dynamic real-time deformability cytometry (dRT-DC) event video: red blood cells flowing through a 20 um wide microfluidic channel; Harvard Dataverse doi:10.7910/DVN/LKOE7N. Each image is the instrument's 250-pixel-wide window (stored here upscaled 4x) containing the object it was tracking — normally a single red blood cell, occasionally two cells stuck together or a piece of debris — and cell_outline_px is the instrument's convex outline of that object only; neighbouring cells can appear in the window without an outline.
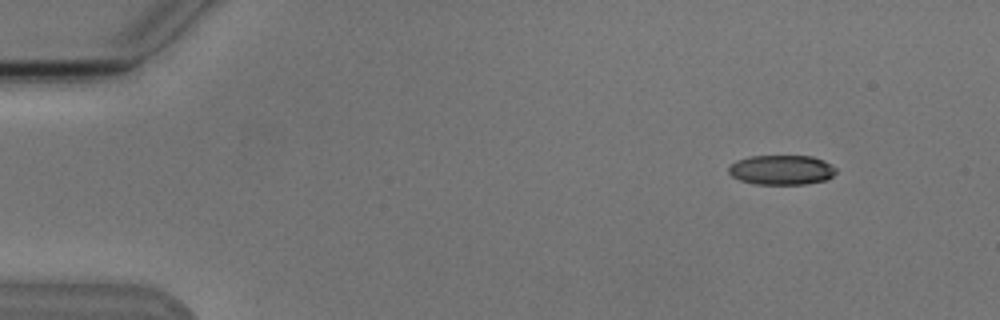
{"species": "Egyptian fruit bat (a non-hibernating species)", "species_latin": "Rousettus aegyptiacus", "temperature_condition": "cold", "stored_images_in_passage": 4, "camera_frame_rate_fps": 3000, "um_per_image_px": 0.085, "animal": {"sex": "male"}, "frame": {"image": 1, "passage_image": 1, "time_ms": 0.0, "image_size_px": [1000, 320], "cell_outline_px": [[836, 172], [832, 176], [824, 180], [804, 184], [752, 184], [740, 180], [732, 176], [728, 172], [728, 168], [736, 160], [748, 156], [812, 156], [824, 160], [832, 164], [836, 168]], "centroid_in_image_um": [66.42, 14.43], "position_along_channel_um": 18.6, "area_um2": 18.67}}
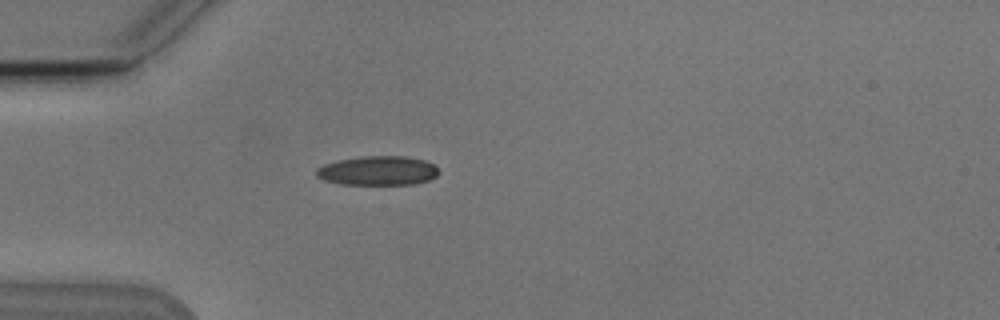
{"frame": {"image": 2, "passage_image": 4, "time_ms": 3.333, "image_size_px": [1000, 320], "cell_outline_px": [[440, 172], [436, 176], [428, 180], [412, 184], [340, 184], [324, 180], [316, 176], [316, 168], [324, 164], [336, 160], [364, 156], [404, 156], [424, 160], [432, 164]], "centroid_in_image_um": [32.08, 14.5], "position_along_channel_um": 52.9, "area_um2": 20.81}}